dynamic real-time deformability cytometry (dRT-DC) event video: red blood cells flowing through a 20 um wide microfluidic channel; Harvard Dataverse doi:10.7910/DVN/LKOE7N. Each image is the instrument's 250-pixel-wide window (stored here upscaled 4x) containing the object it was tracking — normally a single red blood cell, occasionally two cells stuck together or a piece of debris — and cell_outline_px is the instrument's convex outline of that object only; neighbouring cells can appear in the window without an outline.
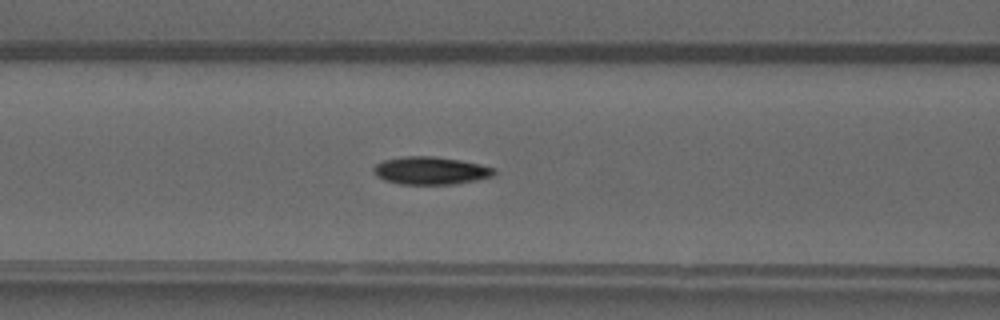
{"species": "common noctule bat (a hibernating species)", "species_latin": "Nyctalus noctula", "temperature_condition": "warm", "stored_images_in_passage": 48, "camera_frame_rate_fps": 3000, "um_per_image_px": 0.085, "animal": {"sex": "male", "forearm_length_mm": 52.5}, "frame": {"image": 1, "passage_image": 19, "time_ms": 6.0, "image_size_px": [1000, 320], "cell_outline_px": [[496, 172], [492, 176], [476, 180], [452, 184], [400, 184], [384, 180], [376, 176], [372, 172], [372, 168], [376, 164], [384, 160], [404, 156], [432, 156], [460, 160], [480, 164], [496, 168]], "centroid_in_image_um": [36.58, 14.5], "position_along_channel_um": 130.0, "area_um2": 19.54}}
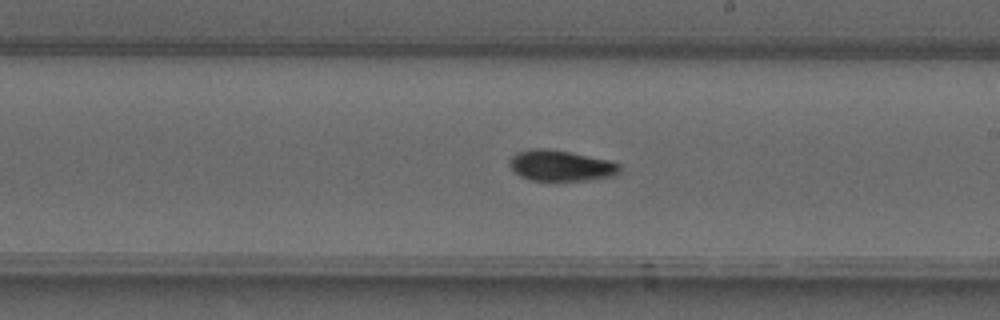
{"frame": {"image": 2, "passage_image": 27, "time_ms": 8.667, "image_size_px": [1000, 320], "cell_outline_px": [[620, 172], [616, 176], [588, 180], [532, 180], [520, 176], [508, 164], [508, 160], [516, 152], [532, 148], [544, 148], [568, 152], [612, 160], [620, 164]], "centroid_in_image_um": [47.69, 14.07], "position_along_channel_um": 241.3, "area_um2": 19.88}}
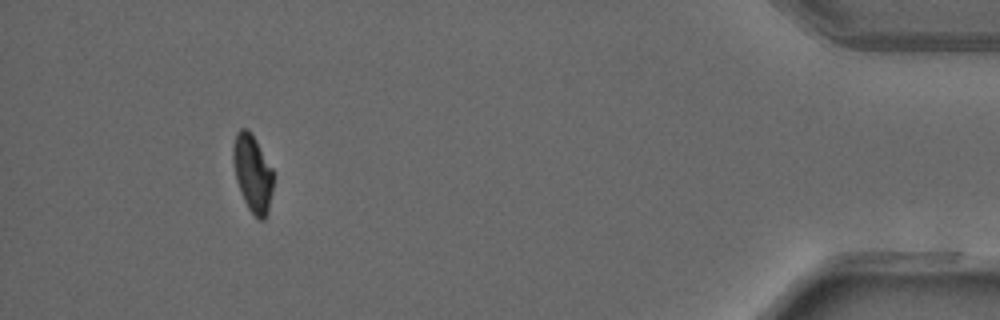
{"frame": {"image": 3, "passage_image": 44, "time_ms": 14.333, "image_size_px": [1000, 320], "cell_outline_px": [[272, 192], [268, 212], [264, 220], [260, 220], [248, 208], [240, 192], [236, 180], [232, 160], [232, 148], [236, 132], [240, 128], [248, 128], [256, 140], [272, 168]], "centroid_in_image_um": [21.44, 14.7], "position_along_channel_um": 413.8, "area_um2": 18.09}, "authors_computed_cell_mechanics": {"area_um2": 18.6405, "velocity_mm_per_s": 4.1867, "shape_relaxation_time_tau1_ms": 6.6153, "shape_relaxation_time_tau2_ms": 2.8948, "deformation_change_tau1": 0.2097, "deformation_change_tau2": 0.0759}}